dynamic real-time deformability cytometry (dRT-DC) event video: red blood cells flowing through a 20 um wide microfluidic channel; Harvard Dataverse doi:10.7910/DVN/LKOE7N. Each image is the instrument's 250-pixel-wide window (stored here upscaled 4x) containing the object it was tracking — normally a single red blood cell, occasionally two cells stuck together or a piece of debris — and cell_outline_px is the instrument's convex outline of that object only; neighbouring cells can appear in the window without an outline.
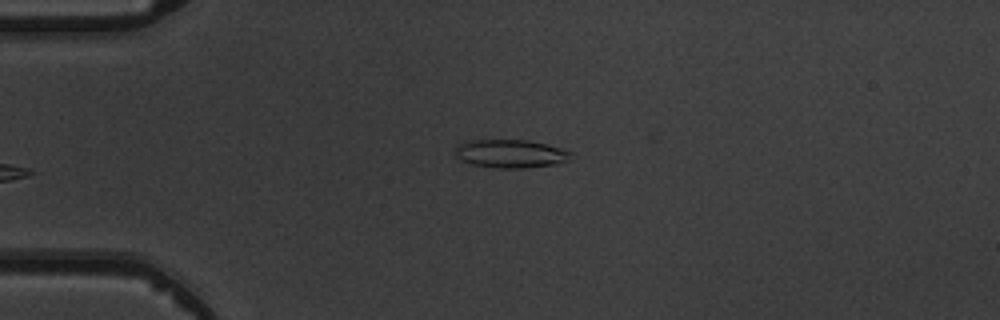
{"species": "common noctule bat (a hibernating species)", "species_latin": "Nyctalus noctula", "temperature_condition": "warm", "stored_images_in_passage": 4, "camera_frame_rate_fps": 3000, "um_per_image_px": 0.085, "animal": {"sex": "male", "body_mass_g": 19.5, "forearm_length_mm": 54.6}, "frame": {"image": 1, "passage_image": 4, "time_ms": 4.333, "image_size_px": [1000, 320], "cell_outline_px": [[576, 156], [568, 160], [556, 164], [524, 168], [500, 168], [472, 164], [460, 160], [456, 156], [456, 144], [464, 140], [528, 140], [564, 148], [572, 152]], "centroid_in_image_um": [43.43, 13.05], "position_along_channel_um": 41.6, "area_um2": 19.36}}